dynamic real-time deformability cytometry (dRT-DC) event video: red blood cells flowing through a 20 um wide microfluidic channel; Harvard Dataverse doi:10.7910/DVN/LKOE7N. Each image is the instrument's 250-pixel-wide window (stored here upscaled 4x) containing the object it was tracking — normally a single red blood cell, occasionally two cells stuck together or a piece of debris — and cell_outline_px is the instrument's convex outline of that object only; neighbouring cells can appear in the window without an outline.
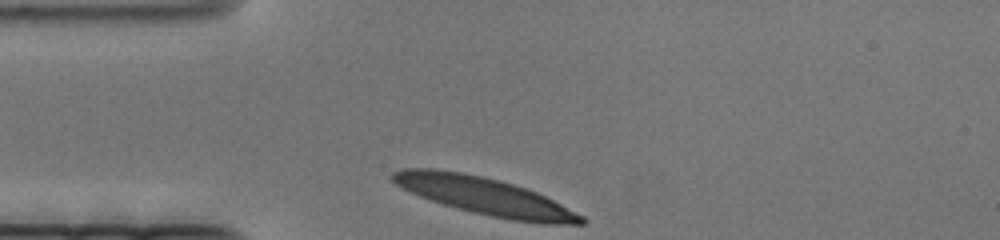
{"species": "human", "species_latin": "Homo sapiens", "temperature_condition": "cold", "stored_images_in_passage": 44, "camera_frame_rate_fps": 3000, "um_per_image_px": 0.085, "donor": {"sex": "female"}, "frame": {"image": 1, "passage_image": 1, "time_ms": 0.0, "image_size_px": [1000, 240], "cell_outline_px": [[588, 220], [584, 224], [540, 224], [512, 220], [472, 212], [456, 208], [420, 196], [396, 184], [388, 176], [392, 172], [404, 168], [432, 168], [460, 172], [500, 180], [536, 192], [584, 216]], "centroid_in_image_um": [41.21, 16.67], "position_along_channel_um": 43.8, "area_um2": 40.69}}
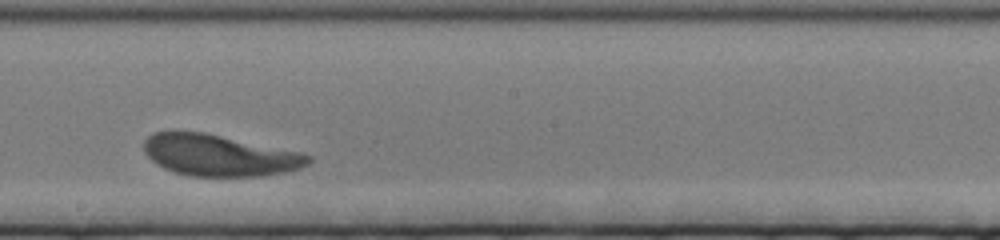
{"frame": {"image": 2, "passage_image": 26, "time_ms": 8.333, "image_size_px": [1000, 240], "cell_outline_px": [[312, 160], [308, 164], [300, 168], [284, 172], [264, 176], [192, 176], [176, 172], [164, 168], [156, 164], [144, 152], [144, 140], [152, 132], [204, 132], [300, 152], [312, 156]], "centroid_in_image_um": [18.65, 13.2], "position_along_channel_um": 229.6, "area_um2": 39.48}}
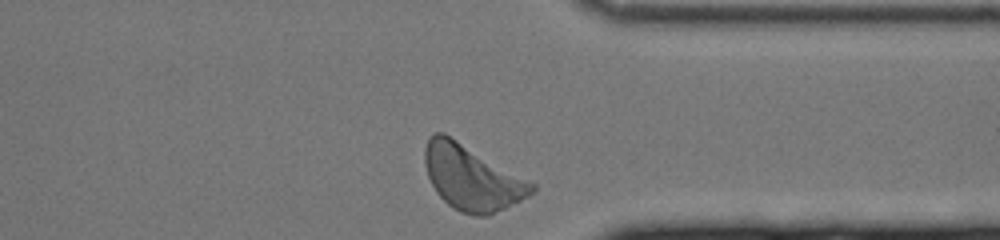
{"frame": {"image": 3, "passage_image": 44, "time_ms": 14.333, "image_size_px": [1000, 240], "cell_outline_px": [[536, 192], [488, 216], [476, 216], [460, 212], [448, 204], [436, 192], [428, 176], [424, 164], [424, 148], [428, 140], [436, 132], [444, 132], [536, 184]], "centroid_in_image_um": [40.1, 15.1], "position_along_channel_um": 371.3, "area_um2": 40.29}}